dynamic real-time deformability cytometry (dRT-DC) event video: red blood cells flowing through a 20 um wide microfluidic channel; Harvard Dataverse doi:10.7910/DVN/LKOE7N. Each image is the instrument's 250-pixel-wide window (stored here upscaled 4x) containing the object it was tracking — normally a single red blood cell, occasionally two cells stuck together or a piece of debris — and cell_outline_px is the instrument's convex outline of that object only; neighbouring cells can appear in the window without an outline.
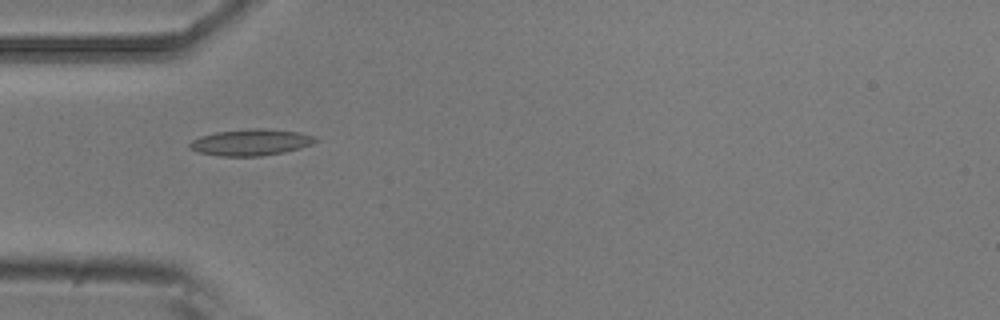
{"species": "common noctule bat (a hibernating species)", "species_latin": "Nyctalus noctula", "temperature_condition": "room temperature", "stored_images_in_passage": 4, "camera_frame_rate_fps": 3000, "um_per_image_px": 0.085, "animal": {"sex": "male", "body_mass_g": 20.5, "forearm_length_mm": 52.5}, "frame": {"image": 1, "passage_image": 2, "time_ms": 0.333, "image_size_px": [1000, 320], "cell_outline_px": [[320, 140], [312, 144], [300, 148], [284, 152], [260, 156], [220, 156], [196, 152], [188, 148], [188, 144], [192, 140], [200, 136], [216, 132], [252, 128], [264, 128], [300, 132], [316, 136]], "centroid_in_image_um": [21.33, 12.09], "position_along_channel_um": 63.7, "area_um2": 19.59}}
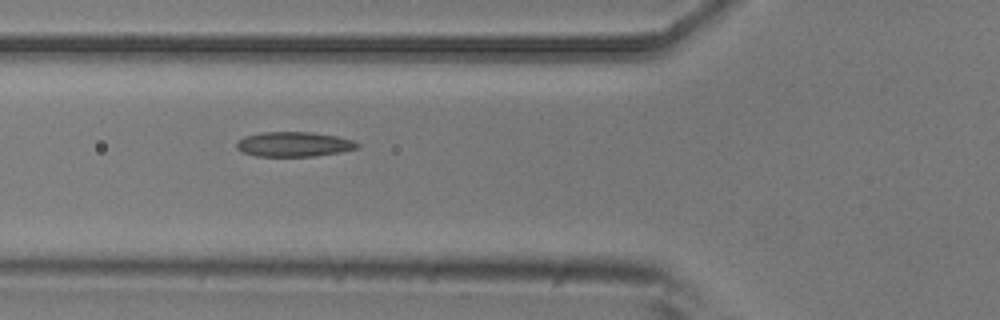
{"frame": {"image": 2, "passage_image": 3, "time_ms": 0.667, "image_size_px": [1000, 320], "cell_outline_px": [[360, 148], [340, 152], [316, 156], [256, 156], [240, 152], [236, 148], [236, 140], [244, 136], [260, 132], [312, 132], [336, 136], [352, 140], [360, 144]], "centroid_in_image_um": [24.94, 12.26], "position_along_channel_um": 100.9, "area_um2": 17.69}}
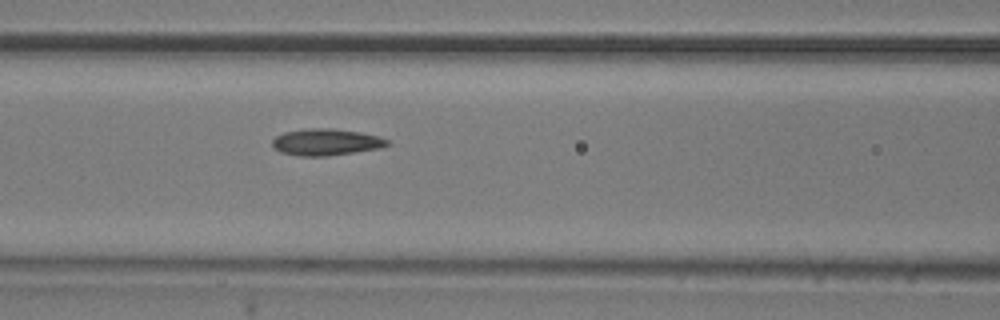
{"frame": {"image": 3, "passage_image": 4, "time_ms": 1.0, "image_size_px": [1000, 320], "cell_outline_px": [[392, 144], [380, 148], [328, 156], [300, 156], [280, 152], [272, 144], [272, 140], [276, 136], [284, 132], [304, 128], [332, 128], [360, 132], [380, 136], [388, 140]], "centroid_in_image_um": [27.74, 12.07], "position_along_channel_um": 138.9, "area_um2": 17.98}}